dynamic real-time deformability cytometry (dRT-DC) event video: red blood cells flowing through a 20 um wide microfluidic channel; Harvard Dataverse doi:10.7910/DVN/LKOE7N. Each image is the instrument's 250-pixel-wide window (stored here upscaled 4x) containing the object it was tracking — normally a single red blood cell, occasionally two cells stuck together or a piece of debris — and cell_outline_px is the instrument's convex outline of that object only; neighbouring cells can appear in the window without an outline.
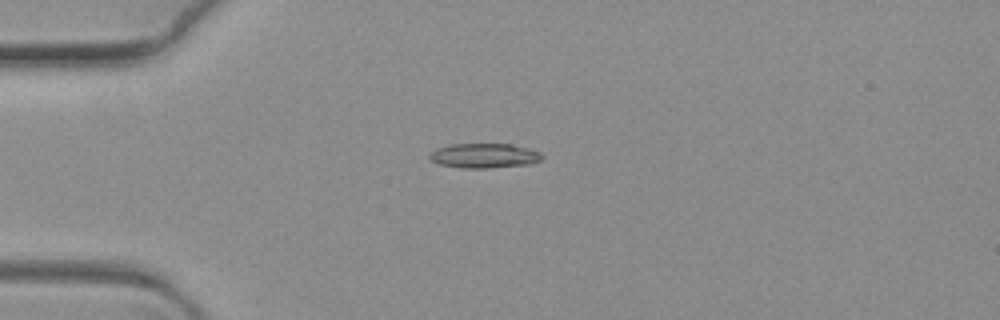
{"species": "common noctule bat (a hibernating species)", "species_latin": "Nyctalus noctula", "temperature_condition": "warm", "stored_images_in_passage": 6, "camera_frame_rate_fps": 3000, "um_per_image_px": 0.085, "animal": {"sex": "female", "body_mass_g": 19.3, "forearm_length_mm": 54.1}, "frame": {"image": 1, "passage_image": 4, "time_ms": 1.0, "image_size_px": [1000, 320], "cell_outline_px": [[544, 156], [540, 160], [528, 164], [488, 168], [460, 168], [440, 164], [432, 160], [428, 156], [436, 148], [448, 144], [512, 144], [528, 148], [540, 152]], "centroid_in_image_um": [41.15, 13.23], "position_along_channel_um": 43.8, "area_um2": 16.13}}
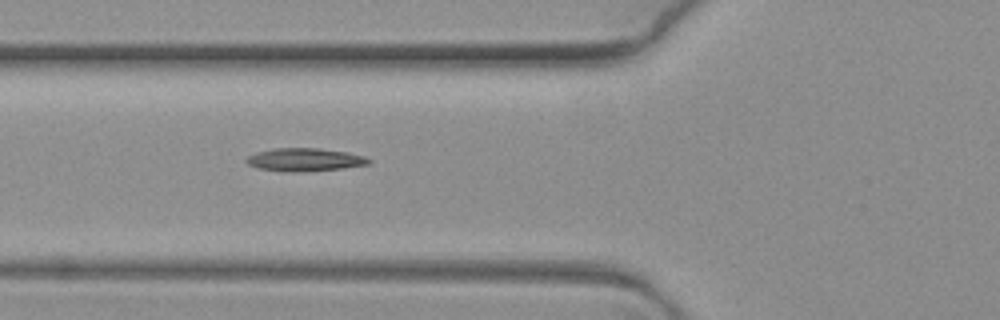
{"frame": {"image": 2, "passage_image": 6, "time_ms": 1.667, "image_size_px": [1000, 320], "cell_outline_px": [[372, 160], [368, 164], [340, 168], [292, 172], [260, 168], [248, 164], [244, 160], [248, 156], [256, 152], [272, 148], [320, 148], [348, 152], [364, 156]], "centroid_in_image_um": [25.89, 13.55], "position_along_channel_um": 99.9, "area_um2": 16.18}}